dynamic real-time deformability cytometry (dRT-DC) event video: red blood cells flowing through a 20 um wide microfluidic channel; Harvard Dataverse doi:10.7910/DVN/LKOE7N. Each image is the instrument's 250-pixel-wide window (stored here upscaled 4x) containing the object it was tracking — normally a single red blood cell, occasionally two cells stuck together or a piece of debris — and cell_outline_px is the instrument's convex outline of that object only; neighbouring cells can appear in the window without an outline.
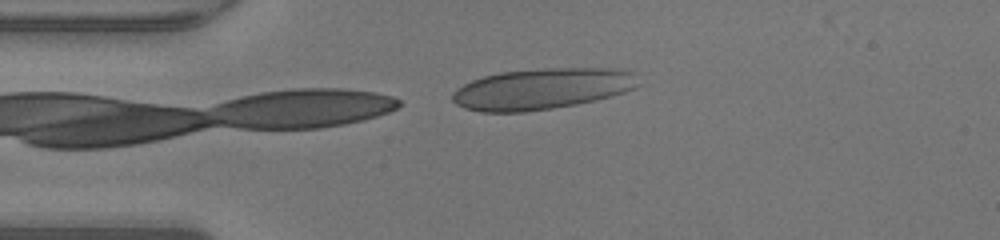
{"species": "human", "species_latin": "Homo sapiens", "temperature_condition": "warm", "stored_images_in_passage": 7, "camera_frame_rate_fps": 3000, "um_per_image_px": 0.085, "donor": {"sex": "male"}, "frame": {"image": 1, "passage_image": 1, "time_ms": 0.0, "image_size_px": [1000, 240], "cell_outline_px": [[640, 84], [624, 92], [596, 100], [576, 104], [552, 108], [524, 112], [480, 112], [464, 108], [456, 104], [452, 100], [452, 92], [456, 88], [472, 80], [484, 76], [500, 72], [548, 68], [608, 68], [632, 72]], "centroid_in_image_um": [46.02, 7.55], "position_along_channel_um": 39.0, "area_um2": 44.33}}